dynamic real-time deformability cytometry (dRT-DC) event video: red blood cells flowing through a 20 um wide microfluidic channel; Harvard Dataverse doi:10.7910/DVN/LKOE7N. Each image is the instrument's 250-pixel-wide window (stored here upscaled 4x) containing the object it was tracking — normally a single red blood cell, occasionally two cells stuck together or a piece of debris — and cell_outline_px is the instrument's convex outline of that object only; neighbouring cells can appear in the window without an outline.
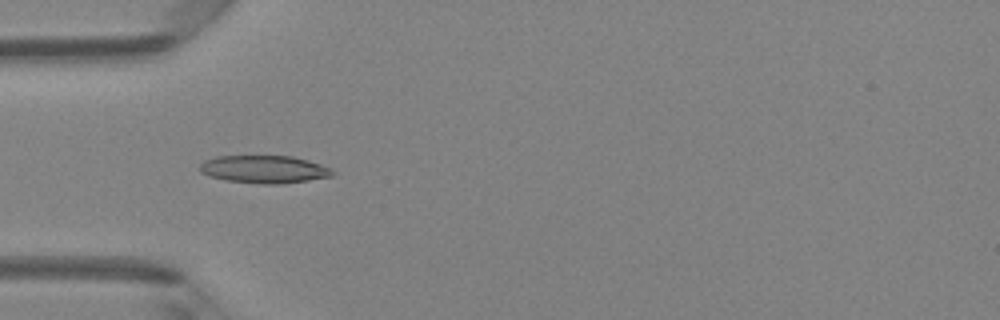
{"species": "Egyptian fruit bat (a non-hibernating species)", "species_latin": "Rousettus aegyptiacus", "temperature_condition": "room temperature", "stored_images_in_passage": 47, "camera_frame_rate_fps": 3000, "um_per_image_px": 0.085, "animal": {"sex": "female"}, "frame": {"image": 1, "passage_image": 14, "time_ms": 4.333, "image_size_px": [1000, 320], "cell_outline_px": [[336, 176], [280, 184], [264, 184], [224, 180], [200, 172], [200, 164], [204, 160], [216, 156], [292, 156], [308, 160], [332, 168], [336, 172]], "centroid_in_image_um": [22.51, 14.39], "position_along_channel_um": 62.5, "area_um2": 21.56}}
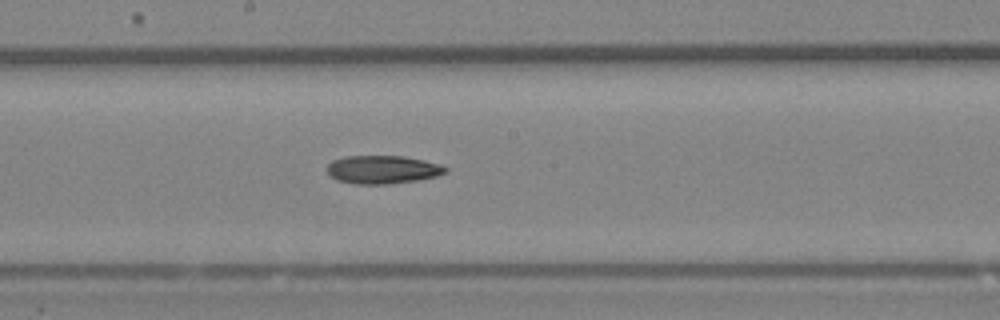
{"frame": {"image": 2, "passage_image": 25, "time_ms": 8.0, "image_size_px": [1000, 320], "cell_outline_px": [[448, 172], [436, 176], [416, 180], [388, 184], [356, 184], [336, 180], [328, 172], [328, 164], [332, 160], [344, 156], [404, 156], [424, 160], [440, 164], [448, 168]], "centroid_in_image_um": [32.53, 14.41], "position_along_channel_um": 215.7, "area_um2": 19.48}}
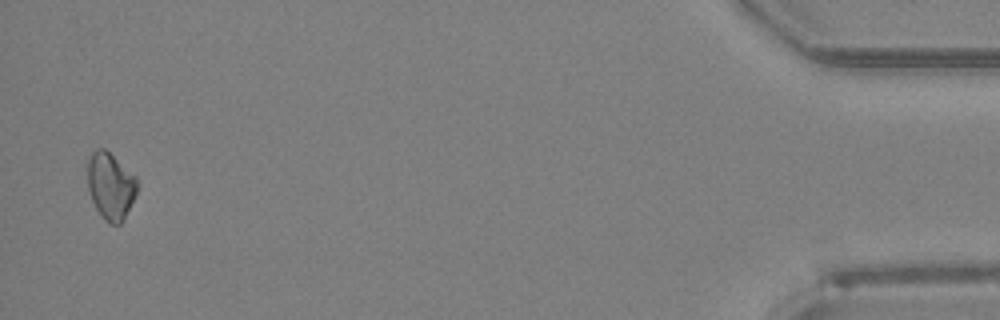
{"frame": {"image": 3, "passage_image": 46, "time_ms": 15.0, "image_size_px": [1000, 320], "cell_outline_px": [[136, 192], [124, 220], [120, 224], [112, 224], [104, 220], [100, 216], [92, 200], [88, 188], [88, 160], [92, 152], [96, 148], [104, 148], [136, 176]], "centroid_in_image_um": [9.38, 15.81], "position_along_channel_um": 425.8, "area_um2": 19.13}}